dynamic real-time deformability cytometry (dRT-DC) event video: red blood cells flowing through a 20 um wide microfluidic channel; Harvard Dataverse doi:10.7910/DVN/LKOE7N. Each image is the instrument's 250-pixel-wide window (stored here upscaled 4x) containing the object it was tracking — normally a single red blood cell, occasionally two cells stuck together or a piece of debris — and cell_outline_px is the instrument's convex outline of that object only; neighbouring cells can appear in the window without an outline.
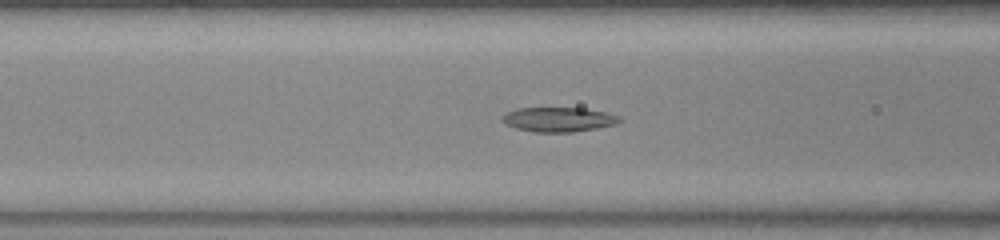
{"species": "common noctule bat (a hibernating species)", "species_latin": "Nyctalus noctula", "temperature_condition": "warm", "stored_images_in_passage": 38, "camera_frame_rate_fps": 3000, "um_per_image_px": 0.085, "animal": {"sex": "female", "body_mass_g": 23.0, "forearm_length_mm": 53.4}, "frame": {"image": 1, "passage_image": 13, "time_ms": 4.0, "image_size_px": [1000, 240], "cell_outline_px": [[624, 120], [616, 124], [596, 128], [572, 132], [536, 132], [516, 128], [508, 124], [504, 120], [504, 116], [508, 112], [516, 108], [584, 108], [604, 112], [620, 116]], "centroid_in_image_um": [47.55, 10.15], "position_along_channel_um": 119.0, "area_um2": 16.53}}
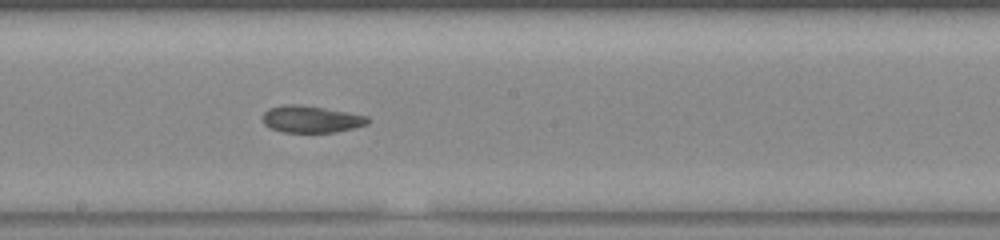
{"frame": {"image": 2, "passage_image": 21, "time_ms": 6.667, "image_size_px": [1000, 240], "cell_outline_px": [[368, 124], [336, 132], [284, 132], [272, 128], [264, 124], [264, 112], [268, 108], [284, 104], [300, 104], [348, 112], [368, 116]], "centroid_in_image_um": [26.45, 10.12], "position_along_channel_um": 221.8, "area_um2": 16.36}}
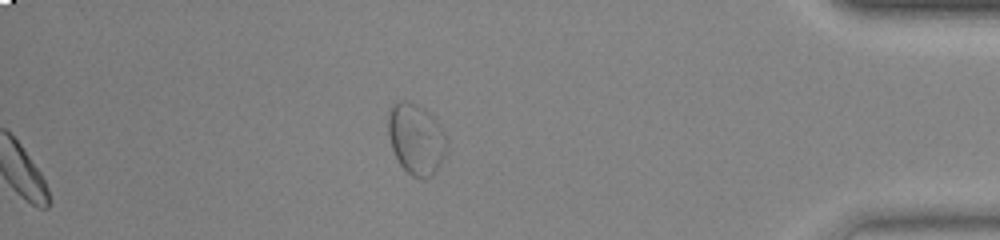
{"frame": {"image": 3, "passage_image": 38, "time_ms": 12.333, "image_size_px": [1000, 240], "cell_outline_px": [[444, 148], [440, 160], [436, 168], [428, 176], [412, 176], [400, 164], [392, 148], [388, 132], [388, 112], [392, 104], [396, 100], [404, 100], [424, 108], [432, 116]], "centroid_in_image_um": [35.22, 11.74], "position_along_channel_um": 400.0, "area_um2": 22.48}, "authors_computed_cell_mechanics": {"area_um2": 17.1955, "velocity_mm_per_s": 3.8583, "shape_relaxation_time_tau1_ms": null, "shape_relaxation_time_tau2_ms": 3.0886, "deformation_change_tau1": null, "deformation_change_tau2": 0.0806}}